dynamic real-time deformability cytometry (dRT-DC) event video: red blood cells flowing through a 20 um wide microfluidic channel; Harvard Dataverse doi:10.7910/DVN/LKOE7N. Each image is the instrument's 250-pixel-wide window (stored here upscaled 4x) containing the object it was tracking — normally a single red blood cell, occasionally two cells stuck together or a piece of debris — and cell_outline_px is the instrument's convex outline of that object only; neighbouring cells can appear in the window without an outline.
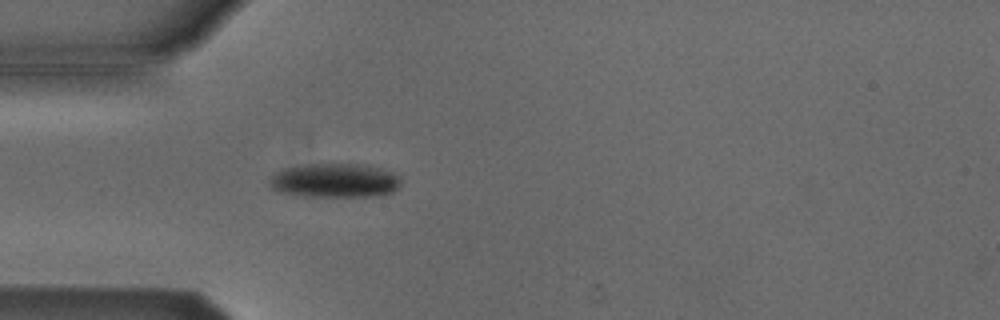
{"species": "Egyptian fruit bat (a non-hibernating species)", "species_latin": "Rousettus aegyptiacus", "temperature_condition": "cold", "stored_images_in_passage": 43, "camera_frame_rate_fps": 3000, "um_per_image_px": 0.085, "animal": {"sex": "male"}, "frame": {"image": 1, "passage_image": 6, "time_ms": 1.667, "image_size_px": [1000, 320], "cell_outline_px": [[400, 188], [392, 192], [380, 196], [304, 196], [280, 192], [272, 188], [268, 176], [272, 172], [284, 168], [308, 164], [368, 164], [392, 172], [400, 176]], "centroid_in_image_um": [28.46, 15.33], "position_along_channel_um": 56.5, "area_um2": 26.47}}
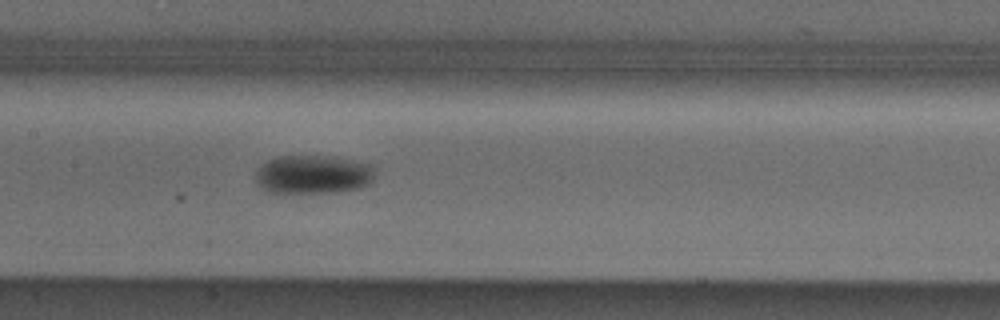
{"frame": {"image": 2, "passage_image": 16, "time_ms": 5.0, "image_size_px": [1000, 320], "cell_outline_px": [[376, 168], [372, 184], [360, 188], [336, 192], [268, 192], [260, 188], [256, 184], [256, 172], [260, 164], [268, 160], [280, 156], [320, 156], [352, 160], [372, 164]], "centroid_in_image_um": [26.63, 14.83], "position_along_channel_um": 180.8, "area_um2": 27.11}}
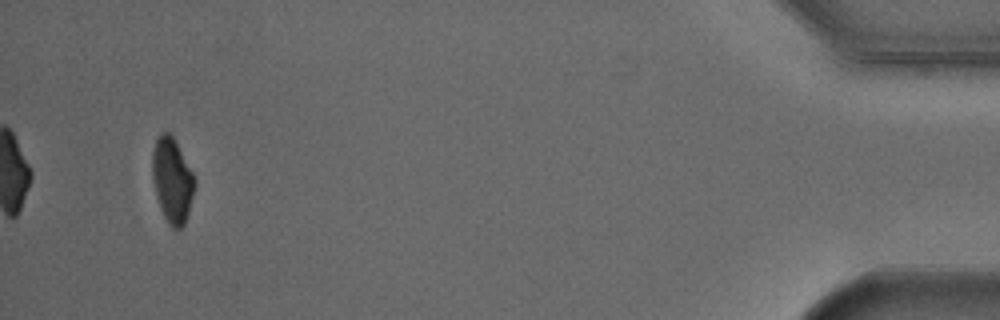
{"frame": {"image": 3, "passage_image": 41, "time_ms": 13.333, "image_size_px": [1000, 320], "cell_outline_px": [[196, 184], [188, 212], [184, 224], [180, 228], [172, 228], [168, 224], [164, 216], [152, 180], [152, 152], [156, 140], [160, 132], [168, 132], [172, 136], [192, 172], [196, 180]], "centroid_in_image_um": [14.63, 15.31], "position_along_channel_um": 420.6, "area_um2": 20.52}, "authors_computed_cell_mechanics": {"area_um2": 24.7384, "velocity_mm_per_s": 3.8684, "shape_relaxation_time_tau1_ms": 2.1315, "shape_relaxation_time_tau2_ms": null, "deformation_change_tau1": 0.1013, "deformation_change_tau2": null}}